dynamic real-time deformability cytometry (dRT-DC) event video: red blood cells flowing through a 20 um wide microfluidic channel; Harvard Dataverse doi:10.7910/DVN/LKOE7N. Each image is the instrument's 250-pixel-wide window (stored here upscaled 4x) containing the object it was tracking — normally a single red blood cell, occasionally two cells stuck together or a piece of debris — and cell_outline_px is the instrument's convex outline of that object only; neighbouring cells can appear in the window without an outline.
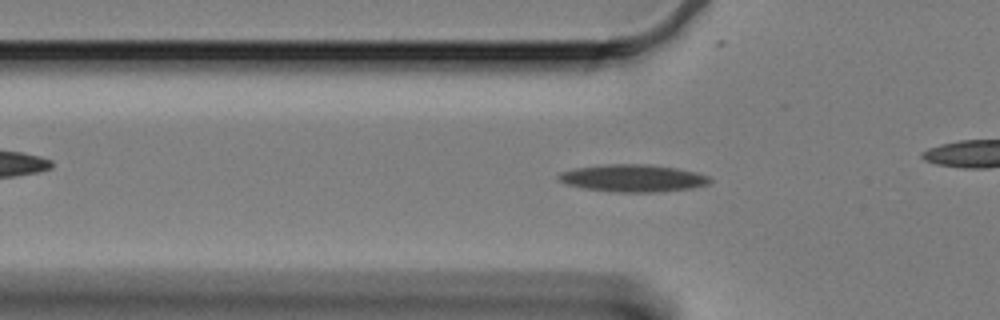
{"species": "Egyptian fruit bat (a non-hibernating species)", "species_latin": "Rousettus aegyptiacus", "temperature_condition": "cold", "stored_images_in_passage": 49, "camera_frame_rate_fps": 3000, "um_per_image_px": 0.085, "animal": {"sex": "female"}, "frame": {"image": 1, "passage_image": 18, "time_ms": 5.667, "image_size_px": [1000, 320], "cell_outline_px": [[712, 180], [708, 184], [692, 188], [660, 192], [616, 192], [584, 188], [568, 184], [560, 180], [556, 176], [560, 172], [576, 168], [608, 164], [648, 164], [676, 168], [696, 172], [708, 176]], "centroid_in_image_um": [53.82, 15.14], "position_along_channel_um": 72.0, "area_um2": 23.99}}
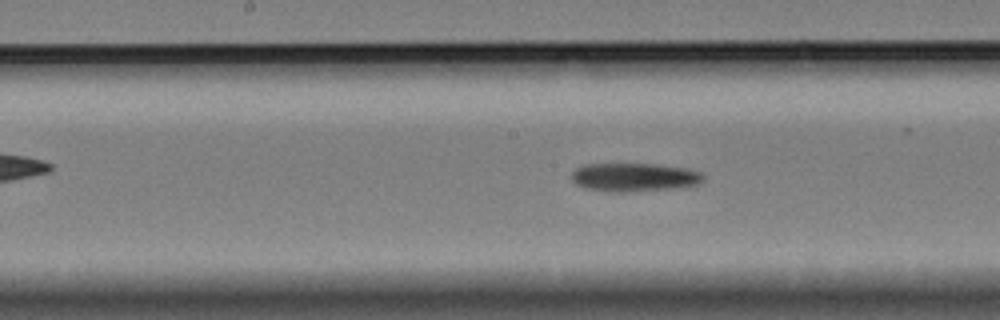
{"frame": {"image": 2, "passage_image": 29, "time_ms": 9.333, "image_size_px": [1000, 320], "cell_outline_px": [[704, 180], [700, 184], [672, 188], [620, 192], [608, 192], [584, 188], [576, 184], [572, 180], [572, 172], [576, 168], [584, 164], [656, 164], [688, 168], [700, 172], [704, 176]], "centroid_in_image_um": [53.9, 15.06], "position_along_channel_um": 194.3, "area_um2": 21.91}}
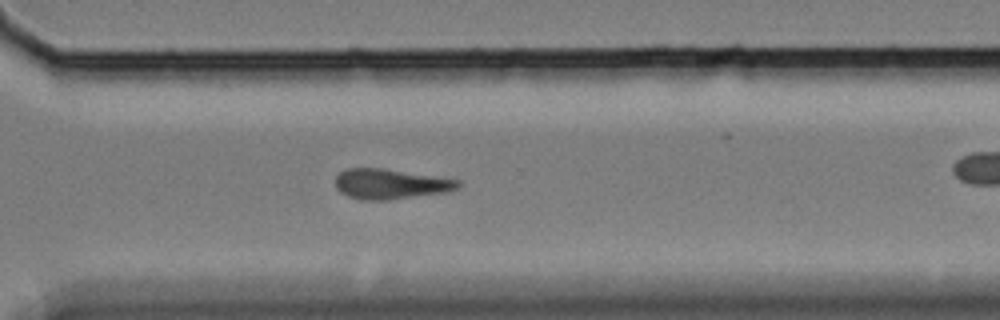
{"frame": {"image": 3, "passage_image": 42, "time_ms": 13.667, "image_size_px": [1000, 320], "cell_outline_px": [[460, 188], [448, 192], [388, 200], [364, 200], [348, 196], [340, 192], [336, 188], [336, 176], [344, 168], [384, 168], [460, 180]], "centroid_in_image_um": [33.2, 15.64], "position_along_channel_um": 337.4, "area_um2": 21.68}}